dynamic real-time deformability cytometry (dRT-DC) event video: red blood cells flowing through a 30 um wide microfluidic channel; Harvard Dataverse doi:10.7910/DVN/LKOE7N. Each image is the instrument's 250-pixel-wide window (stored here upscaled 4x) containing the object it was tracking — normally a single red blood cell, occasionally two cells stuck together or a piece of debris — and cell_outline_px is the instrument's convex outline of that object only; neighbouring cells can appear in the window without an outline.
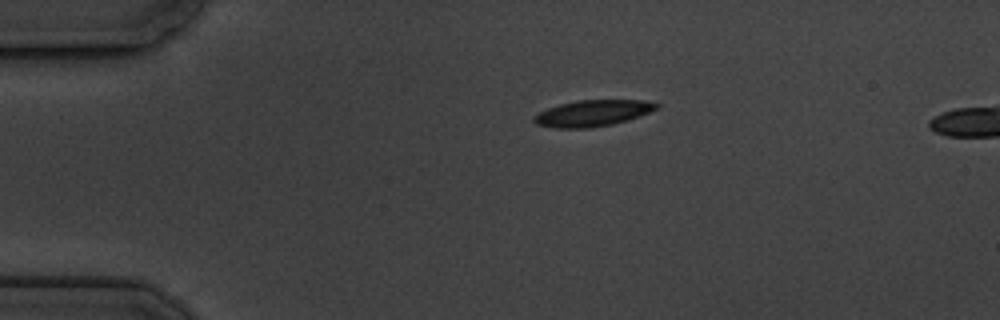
{"species": "common noctule bat (a hibernating species)", "species_latin": "Nyctalus noctula", "temperature_condition": "cold", "stored_images_in_passage": 14, "segment_of_instrument_passage": [1, 2], "camera_frame_rate_fps": 3000, "um_per_image_px": 0.085, "animal": {"sex": "male", "body_mass_g": 19.5, "forearm_length_mm": 54.6}, "frame": {"image": 1, "passage_image": 1, "time_ms": 0.0, "image_size_px": [1000, 320], "cell_outline_px": [[660, 104], [656, 108], [648, 112], [628, 120], [612, 124], [588, 128], [556, 128], [536, 124], [532, 120], [532, 116], [548, 108], [560, 104], [576, 100], [644, 100]], "centroid_in_image_um": [50.33, 9.62], "position_along_channel_um": 34.7, "area_um2": 18.61}}
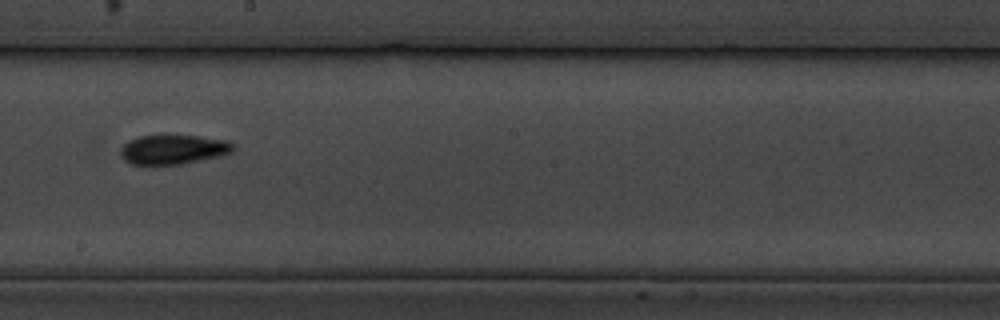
{"frame": {"image": 2, "passage_image": 7, "time_ms": 7.0, "image_size_px": [1000, 320], "cell_outline_px": [[236, 148], [232, 152], [220, 156], [180, 164], [152, 168], [132, 164], [124, 160], [120, 152], [120, 148], [128, 140], [136, 136], [164, 132], [200, 136], [228, 140]], "centroid_in_image_um": [14.66, 12.69], "position_along_channel_um": 233.5, "area_um2": 20.87}}
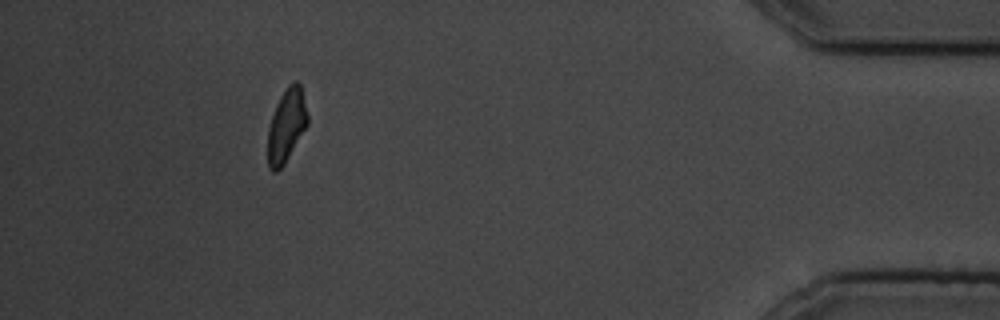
{"frame": {"image": 3, "passage_image": 12, "time_ms": 13.667, "image_size_px": [1000, 320], "cell_outline_px": [[308, 124], [284, 164], [276, 172], [272, 172], [268, 168], [268, 128], [276, 104], [280, 96], [288, 84], [296, 80], [300, 84], [308, 116]], "centroid_in_image_um": [24.34, 10.67], "position_along_channel_um": 410.9, "area_um2": 16.88}}